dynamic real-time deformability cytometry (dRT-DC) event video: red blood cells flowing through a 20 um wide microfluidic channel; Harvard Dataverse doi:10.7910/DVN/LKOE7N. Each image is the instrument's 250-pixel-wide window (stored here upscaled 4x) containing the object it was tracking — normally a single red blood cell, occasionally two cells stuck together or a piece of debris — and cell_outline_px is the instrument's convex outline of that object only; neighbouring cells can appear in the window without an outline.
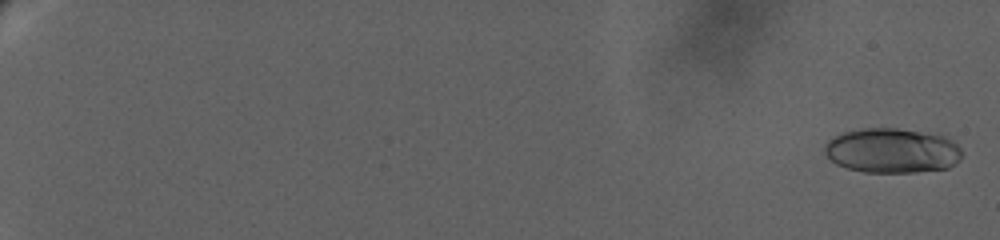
{"species": "human", "species_latin": "Homo sapiens", "temperature_condition": "warm", "stored_images_in_passage": 52, "camera_frame_rate_fps": 3000, "um_per_image_px": 0.085, "donor": {"sex": "female"}, "frame": {"image": 1, "passage_image": 2, "time_ms": 0.333, "image_size_px": [1000, 240], "cell_outline_px": [[964, 152], [960, 160], [956, 164], [948, 168], [916, 172], [864, 172], [848, 168], [836, 164], [824, 152], [824, 148], [828, 140], [844, 132], [864, 128], [896, 128], [944, 136], [952, 140]], "centroid_in_image_um": [75.86, 12.81], "position_along_channel_um": 9.1, "area_um2": 35.78}}
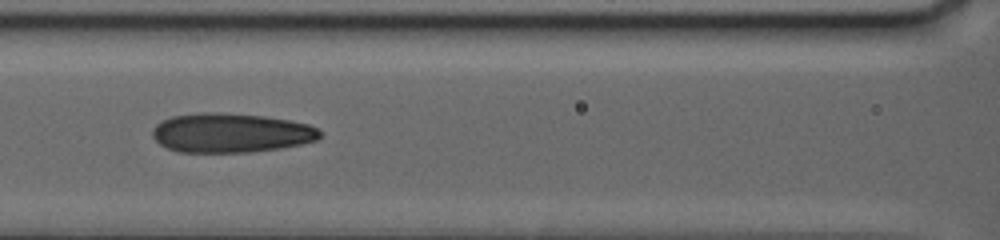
{"frame": {"image": 2, "passage_image": 31, "time_ms": 13.667, "image_size_px": [1000, 240], "cell_outline_px": [[320, 136], [316, 140], [300, 144], [280, 148], [252, 152], [176, 152], [160, 144], [152, 136], [152, 128], [156, 124], [172, 116], [200, 112], [216, 112], [264, 116], [288, 120], [308, 124], [316, 128], [320, 132]], "centroid_in_image_um": [19.59, 11.29], "position_along_channel_um": 147.0, "area_um2": 38.32}}
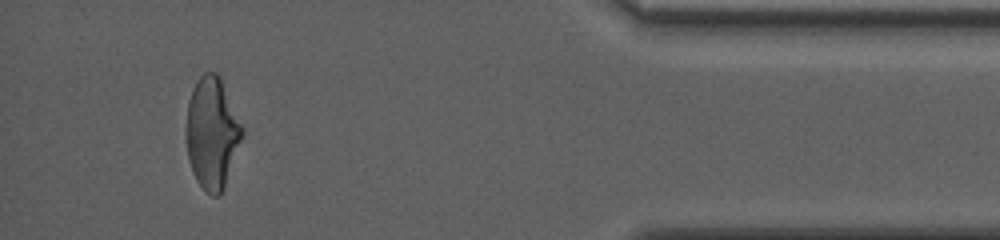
{"frame": {"image": 3, "passage_image": 50, "time_ms": 24.333, "image_size_px": [1000, 240], "cell_outline_px": [[244, 132], [224, 188], [220, 196], [212, 196], [204, 192], [196, 180], [188, 160], [188, 100], [192, 88], [196, 80], [204, 72], [216, 72], [220, 76], [244, 128]], "centroid_in_image_um": [18.05, 11.31], "position_along_channel_um": 417.2, "area_um2": 36.18}, "authors_computed_cell_mechanics": {"area_um2": 36.2695, "velocity_mm_per_s": 2.8989, "shape_relaxation_time_tau1_ms": null, "shape_relaxation_time_tau2_ms": 1.652, "deformation_change_tau1": null, "deformation_change_tau2": 0.0827}}